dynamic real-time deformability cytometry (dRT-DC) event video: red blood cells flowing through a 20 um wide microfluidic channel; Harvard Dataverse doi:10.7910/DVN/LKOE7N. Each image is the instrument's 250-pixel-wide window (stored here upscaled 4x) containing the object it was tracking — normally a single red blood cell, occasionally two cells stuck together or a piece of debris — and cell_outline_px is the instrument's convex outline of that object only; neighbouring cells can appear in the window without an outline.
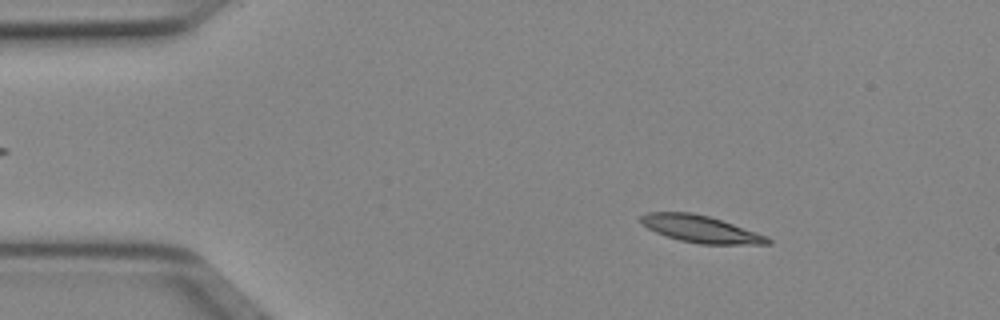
{"species": "Egyptian fruit bat (a non-hibernating species)", "species_latin": "Rousettus aegyptiacus", "temperature_condition": "cold", "stored_images_in_passage": 50, "camera_frame_rate_fps": 3000, "um_per_image_px": 0.085, "animal": {"sex": "female"}, "frame": {"image": 1, "passage_image": 7, "time_ms": 2.0, "image_size_px": [1000, 320], "cell_outline_px": [[772, 244], [700, 244], [680, 240], [656, 232], [648, 228], [640, 220], [640, 216], [648, 212], [692, 212], [708, 216], [768, 236], [772, 240]], "centroid_in_image_um": [59.58, 19.47], "position_along_channel_um": 25.4, "area_um2": 19.71}}
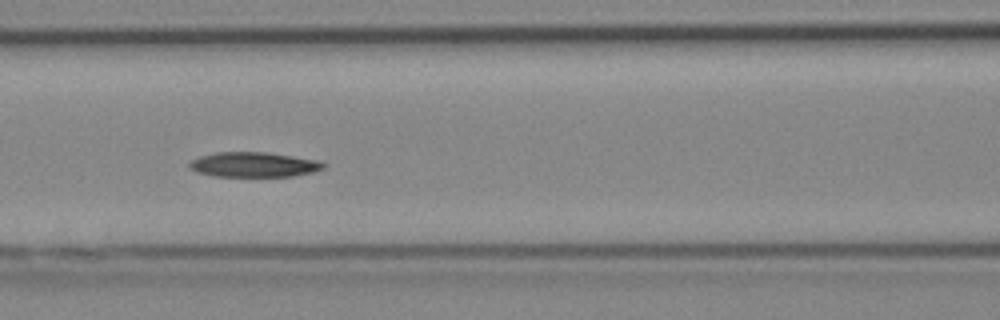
{"frame": {"image": 2, "passage_image": 21, "time_ms": 6.667, "image_size_px": [1000, 320], "cell_outline_px": [[328, 164], [324, 168], [312, 172], [292, 176], [212, 176], [196, 172], [188, 168], [188, 164], [192, 160], [200, 156], [216, 152], [264, 152], [320, 160]], "centroid_in_image_um": [21.57, 13.99], "position_along_channel_um": 145.0, "area_um2": 19.54}}
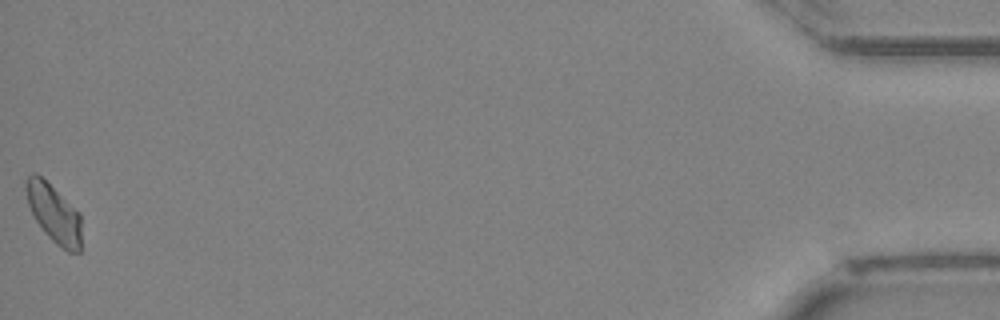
{"frame": {"image": 3, "passage_image": 50, "time_ms": 16.333, "image_size_px": [1000, 320], "cell_outline_px": [[80, 252], [68, 252], [56, 244], [44, 232], [36, 220], [28, 204], [24, 188], [24, 180], [32, 172], [36, 172], [80, 212]], "centroid_in_image_um": [4.55, 18.11], "position_along_channel_um": 430.6, "area_um2": 18.79}}